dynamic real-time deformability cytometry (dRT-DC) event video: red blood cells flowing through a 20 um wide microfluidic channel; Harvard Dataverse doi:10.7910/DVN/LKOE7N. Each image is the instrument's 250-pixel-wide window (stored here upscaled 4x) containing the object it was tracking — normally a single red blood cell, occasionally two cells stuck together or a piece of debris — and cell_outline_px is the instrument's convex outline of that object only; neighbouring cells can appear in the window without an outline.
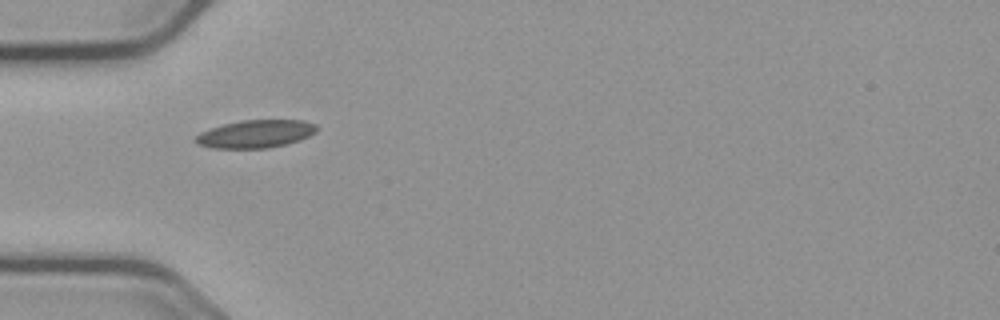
{"species": "common noctule bat (a hibernating species)", "species_latin": "Nyctalus noctula", "temperature_condition": "cold", "stored_images_in_passage": 4, "camera_frame_rate_fps": 3000, "um_per_image_px": 0.085, "animal": {"sex": "male", "body_mass_g": 23.1, "forearm_length_mm": 52.7}, "frame": {"image": 1, "passage_image": 1, "time_ms": 0.0, "image_size_px": [1000, 320], "cell_outline_px": [[316, 132], [300, 140], [268, 148], [212, 148], [196, 144], [192, 140], [200, 132], [224, 124], [240, 120], [304, 120], [316, 124]], "centroid_in_image_um": [21.7, 11.38], "position_along_channel_um": 63.3, "area_um2": 19.65}}
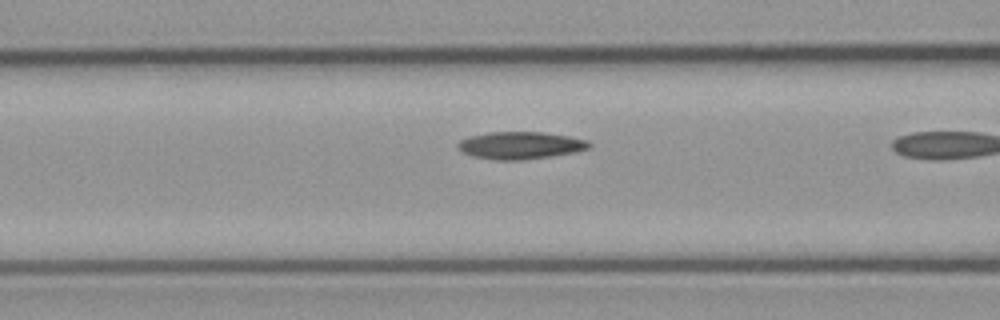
{"frame": {"image": 2, "passage_image": 3, "time_ms": 0.667, "image_size_px": [1000, 320], "cell_outline_px": [[592, 148], [576, 152], [552, 156], [520, 160], [496, 160], [472, 156], [460, 152], [456, 144], [460, 140], [468, 136], [488, 132], [544, 132], [568, 136], [588, 140], [592, 144]], "centroid_in_image_um": [44.23, 12.35], "position_along_channel_um": 122.4, "area_um2": 21.21}}